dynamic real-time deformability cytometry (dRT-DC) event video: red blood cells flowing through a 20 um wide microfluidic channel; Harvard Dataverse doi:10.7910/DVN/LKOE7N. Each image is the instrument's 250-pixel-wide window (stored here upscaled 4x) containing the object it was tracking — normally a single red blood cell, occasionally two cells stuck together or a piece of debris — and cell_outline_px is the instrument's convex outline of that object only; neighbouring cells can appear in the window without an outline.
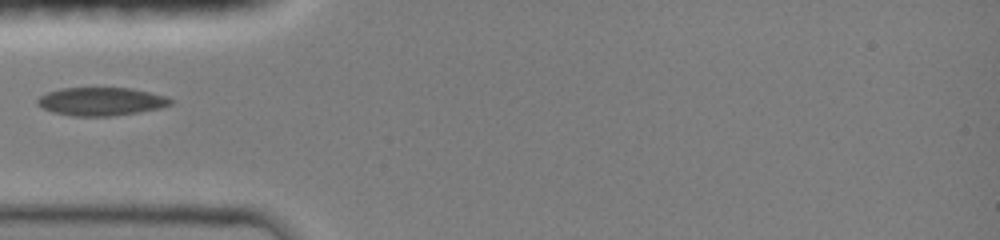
{"species": "common noctule bat (a hibernating species)", "species_latin": "Nyctalus noctula", "temperature_condition": "room temperature", "stored_images_in_passage": 56, "camera_frame_rate_fps": 3000, "um_per_image_px": 0.085, "animal": {"sex": "female", "body_mass_g": 19.0, "forearm_length_mm": 51.5}, "frame": {"image": 1, "passage_image": 1, "time_ms": 0.0, "image_size_px": [1000, 240], "cell_outline_px": [[172, 104], [160, 108], [112, 116], [72, 116], [52, 112], [36, 104], [36, 100], [40, 96], [48, 92], [60, 88], [132, 88], [164, 96], [172, 100]], "centroid_in_image_um": [8.55, 8.62], "position_along_channel_um": 76.4, "area_um2": 21.73}}
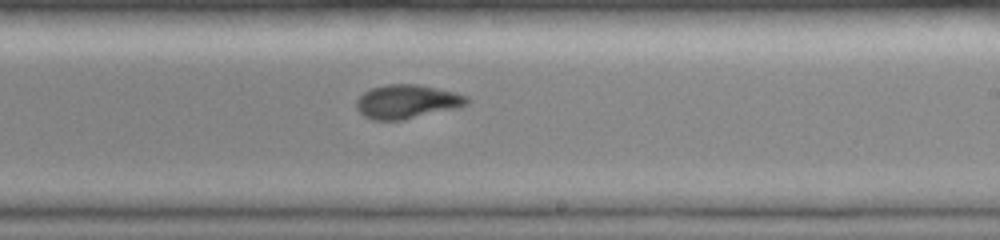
{"frame": {"image": 2, "passage_image": 22, "time_ms": 4.333, "image_size_px": [1000, 240], "cell_outline_px": [[468, 104], [456, 108], [404, 120], [372, 120], [364, 116], [356, 108], [356, 100], [364, 92], [372, 88], [388, 84], [420, 84], [468, 96]], "centroid_in_image_um": [34.57, 8.64], "position_along_channel_um": 254.4, "area_um2": 21.73}}
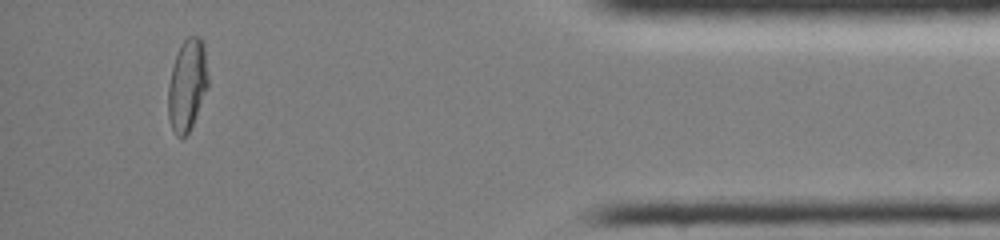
{"frame": {"image": 3, "passage_image": 48, "time_ms": 9.333, "image_size_px": [1000, 240], "cell_outline_px": [[208, 84], [192, 124], [188, 132], [184, 136], [176, 136], [172, 128], [168, 116], [168, 84], [172, 68], [176, 56], [184, 40], [188, 36], [200, 36], [204, 40], [208, 76]], "centroid_in_image_um": [15.91, 7.18], "position_along_channel_um": 419.3, "area_um2": 21.04}}